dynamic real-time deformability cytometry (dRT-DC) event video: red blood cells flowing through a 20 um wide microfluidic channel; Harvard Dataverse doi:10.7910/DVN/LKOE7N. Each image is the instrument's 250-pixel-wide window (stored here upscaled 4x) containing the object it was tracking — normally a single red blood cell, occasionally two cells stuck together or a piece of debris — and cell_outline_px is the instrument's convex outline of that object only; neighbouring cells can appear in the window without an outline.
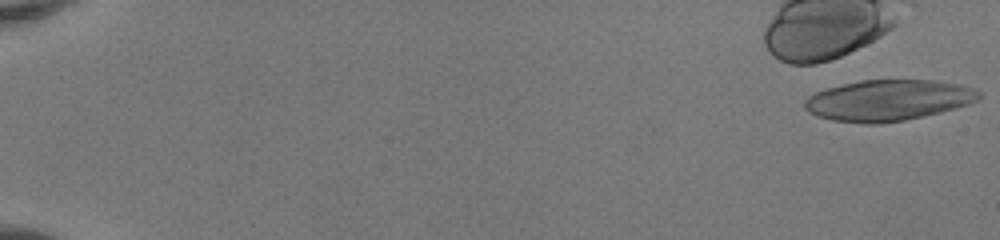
{"species": "human", "species_latin": "Homo sapiens", "temperature_condition": "room temperature", "stored_images_in_passage": 20, "camera_frame_rate_fps": 3000, "um_per_image_px": 0.085, "donor": {"sex": "female"}, "frame": {"image": 1, "passage_image": 1, "time_ms": 0.0, "image_size_px": [1000, 240], "cell_outline_px": [[980, 96], [976, 100], [968, 104], [904, 120], [876, 124], [864, 124], [832, 120], [816, 116], [808, 112], [804, 108], [804, 100], [808, 96], [816, 92], [828, 88], [860, 80], [932, 80], [960, 84], [972, 88], [980, 92]], "centroid_in_image_um": [75.43, 8.52], "position_along_channel_um": 9.6, "area_um2": 41.21}}